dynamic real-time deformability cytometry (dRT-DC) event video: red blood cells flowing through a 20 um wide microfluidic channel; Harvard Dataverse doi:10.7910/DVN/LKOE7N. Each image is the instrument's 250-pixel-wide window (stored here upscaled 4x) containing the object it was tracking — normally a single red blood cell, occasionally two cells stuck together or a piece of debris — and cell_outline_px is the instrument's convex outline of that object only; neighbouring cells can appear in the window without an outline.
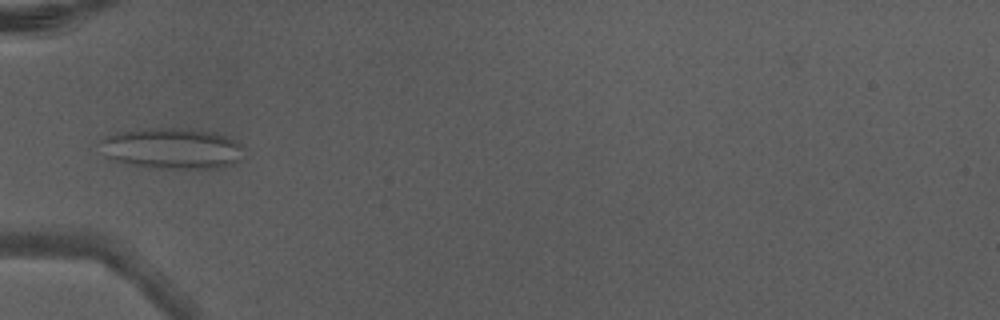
{"species": "Egyptian fruit bat (a non-hibernating species)", "species_latin": "Rousettus aegyptiacus", "temperature_condition": "warm", "stored_images_in_passage": 5, "camera_frame_rate_fps": 3000, "um_per_image_px": 0.085, "animal": {"sex": "male"}, "frame": {"image": 1, "passage_image": 4, "time_ms": 1.0, "image_size_px": [1000, 320], "cell_outline_px": [[248, 148], [240, 160], [236, 164], [224, 168], [152, 168], [116, 160], [108, 156], [100, 140], [108, 136], [120, 132], [148, 128], [188, 128], [212, 132], [236, 140], [244, 144]], "centroid_in_image_um": [14.8, 12.62], "position_along_channel_um": 70.2, "area_um2": 34.28}}